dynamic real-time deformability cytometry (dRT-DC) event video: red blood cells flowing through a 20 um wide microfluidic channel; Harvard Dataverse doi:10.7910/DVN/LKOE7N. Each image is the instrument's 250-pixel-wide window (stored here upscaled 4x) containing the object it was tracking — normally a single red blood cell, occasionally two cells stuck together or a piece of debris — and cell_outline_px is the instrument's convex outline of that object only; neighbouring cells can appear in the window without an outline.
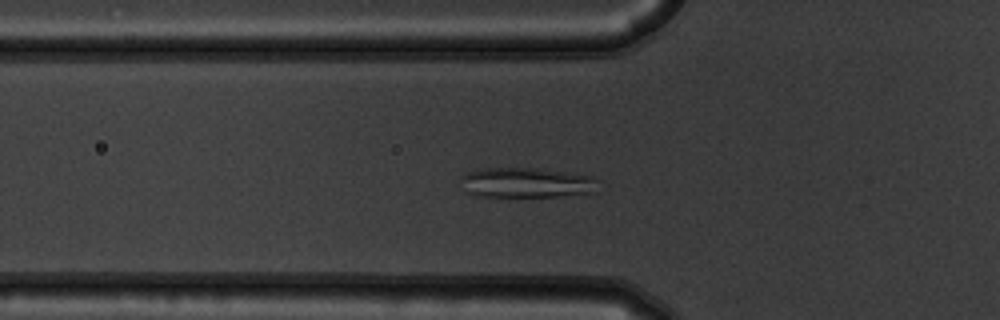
{"species": "common noctule bat (a hibernating species)", "species_latin": "Nyctalus noctula", "temperature_condition": "warm", "stored_images_in_passage": 55, "camera_frame_rate_fps": 3000, "um_per_image_px": 0.085, "animal": {"sex": "male", "body_mass_g": 19.5, "forearm_length_mm": 54.6}, "frame": {"image": 1, "passage_image": 20, "time_ms": 6.333, "image_size_px": [1000, 320], "cell_outline_px": [[600, 180], [596, 192], [556, 196], [476, 196], [468, 192], [460, 176], [464, 172], [476, 168], [536, 168], [592, 176]], "centroid_in_image_um": [44.76, 15.51], "position_along_channel_um": 81.0, "area_um2": 24.1}}
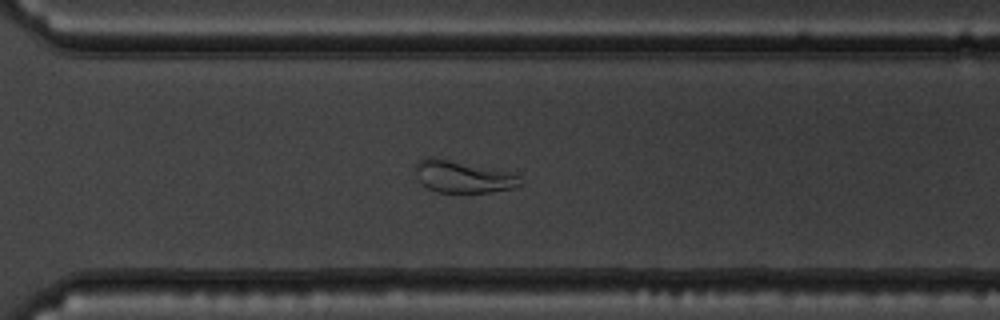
{"frame": {"image": 2, "passage_image": 40, "time_ms": 13.0, "image_size_px": [1000, 320], "cell_outline_px": [[520, 184], [512, 188], [492, 192], [436, 192], [420, 184], [416, 176], [416, 164], [420, 160], [428, 156], [436, 156], [504, 172], [516, 176]], "centroid_in_image_um": [39.2, 15.02], "position_along_channel_um": 331.4, "area_um2": 19.13}}
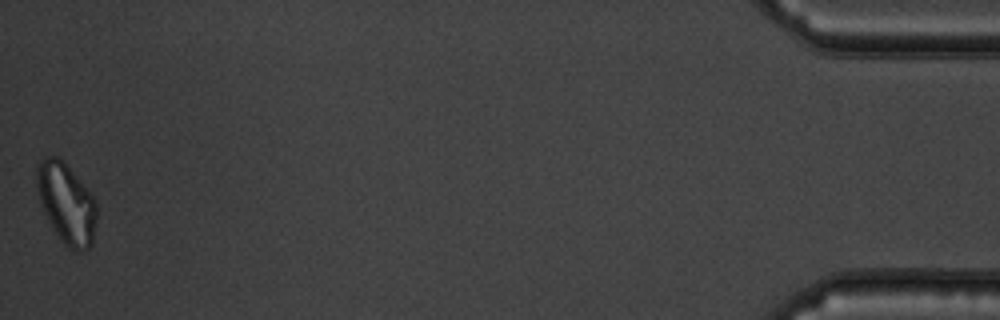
{"frame": {"image": 3, "passage_image": 55, "time_ms": 18.0, "image_size_px": [1000, 320], "cell_outline_px": [[96, 216], [92, 244], [88, 248], [80, 252], [76, 252], [68, 248], [60, 240], [48, 220], [40, 204], [36, 184], [36, 164], [44, 156], [56, 156], [80, 180], [96, 200]], "centroid_in_image_um": [5.62, 17.3], "position_along_channel_um": 429.6, "area_um2": 27.98}, "authors_computed_cell_mechanics": {"area_um2": 25.3164, "velocity_mm_per_s": 3.7516, "shape_relaxation_time_tau1_ms": null, "shape_relaxation_time_tau2_ms": 2.1755, "deformation_change_tau1": null, "deformation_change_tau2": 0.0665}}